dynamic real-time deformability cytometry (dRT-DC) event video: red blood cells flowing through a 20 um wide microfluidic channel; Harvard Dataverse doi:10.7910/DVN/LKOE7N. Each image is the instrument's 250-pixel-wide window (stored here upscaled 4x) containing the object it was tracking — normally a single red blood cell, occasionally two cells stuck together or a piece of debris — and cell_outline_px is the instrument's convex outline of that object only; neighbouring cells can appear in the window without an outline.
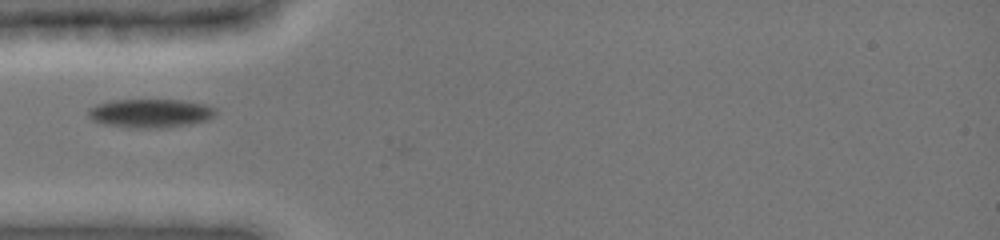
{"species": "common noctule bat (a hibernating species)", "species_latin": "Nyctalus noctula", "temperature_condition": "cold", "stored_images_in_passage": 10, "camera_frame_rate_fps": 3000, "um_per_image_px": 0.085, "animal": {"sex": "female", "body_mass_g": 19.0, "forearm_length_mm": 51.5}, "frame": {"image": 1, "passage_image": 7, "time_ms": 4.667, "image_size_px": [1000, 240], "cell_outline_px": [[216, 112], [208, 120], [188, 124], [164, 128], [128, 128], [104, 124], [92, 120], [88, 116], [88, 108], [96, 104], [112, 100], [180, 100], [204, 104], [216, 108]], "centroid_in_image_um": [12.74, 9.63], "position_along_channel_um": 72.3, "area_um2": 21.39}}
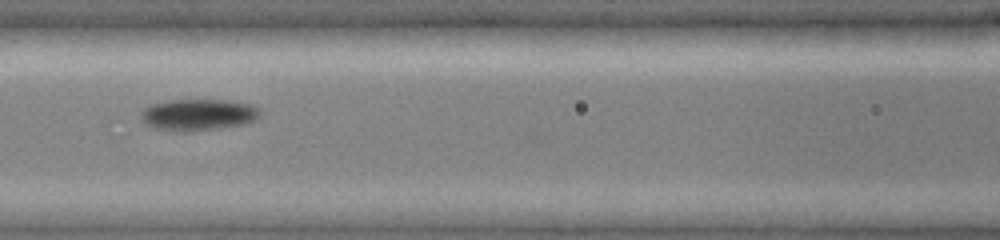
{"frame": {"image": 2, "passage_image": 9, "time_ms": 6.667, "image_size_px": [1000, 240], "cell_outline_px": [[260, 116], [256, 120], [244, 124], [188, 132], [180, 132], [156, 128], [148, 124], [140, 116], [140, 112], [148, 104], [168, 100], [224, 100], [252, 104], [260, 112]], "centroid_in_image_um": [16.83, 9.74], "position_along_channel_um": 149.8, "area_um2": 21.85}}